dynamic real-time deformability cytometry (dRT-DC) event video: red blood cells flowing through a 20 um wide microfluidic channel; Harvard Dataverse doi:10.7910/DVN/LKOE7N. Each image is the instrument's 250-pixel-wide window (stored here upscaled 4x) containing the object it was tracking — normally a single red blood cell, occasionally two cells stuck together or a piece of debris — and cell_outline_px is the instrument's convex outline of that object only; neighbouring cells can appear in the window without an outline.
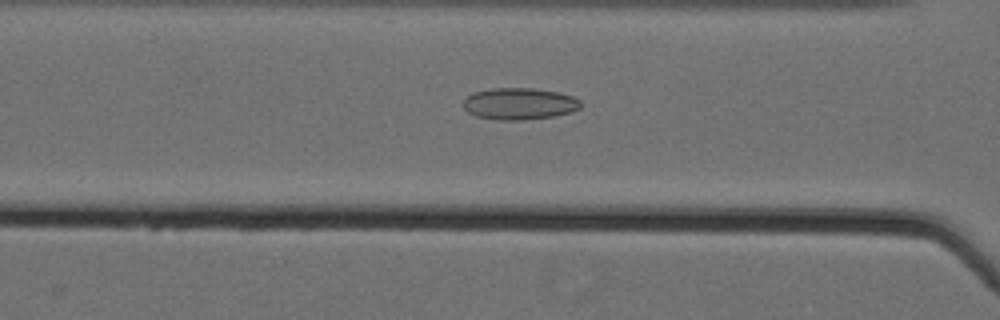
{"species": "Egyptian fruit bat (a non-hibernating species)", "species_latin": "Rousettus aegyptiacus", "temperature_condition": "cold", "stored_images_in_passage": 62, "camera_frame_rate_fps": 3000, "um_per_image_px": 0.085, "animal": {"sex": "female"}, "frame": {"image": 1, "passage_image": 31, "time_ms": 10.0, "image_size_px": [1000, 320], "cell_outline_px": [[580, 108], [572, 112], [556, 116], [524, 120], [496, 120], [476, 116], [468, 112], [464, 108], [464, 100], [472, 92], [492, 88], [536, 88], [556, 92], [572, 96], [580, 100]], "centroid_in_image_um": [44.14, 8.82], "position_along_channel_um": 122.5, "area_um2": 21.85}}
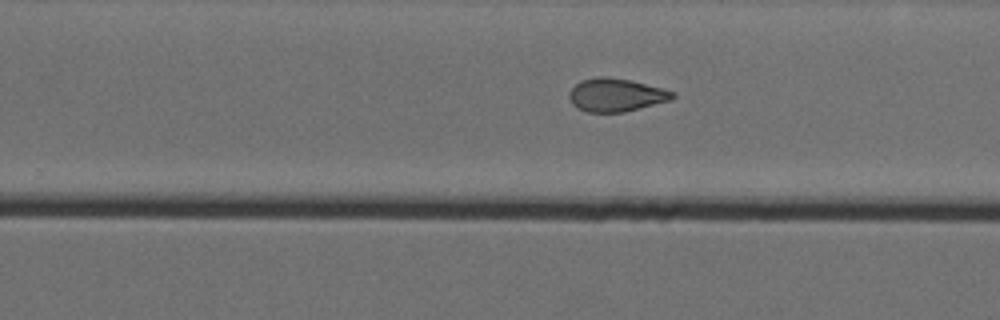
{"frame": {"image": 2, "passage_image": 44, "time_ms": 14.333, "image_size_px": [1000, 320], "cell_outline_px": [[676, 96], [672, 100], [624, 112], [588, 112], [572, 104], [568, 96], [568, 92], [580, 80], [596, 76], [608, 76], [632, 80], [676, 92]], "centroid_in_image_um": [52.37, 8.05], "position_along_channel_um": 277.4, "area_um2": 20.17}}
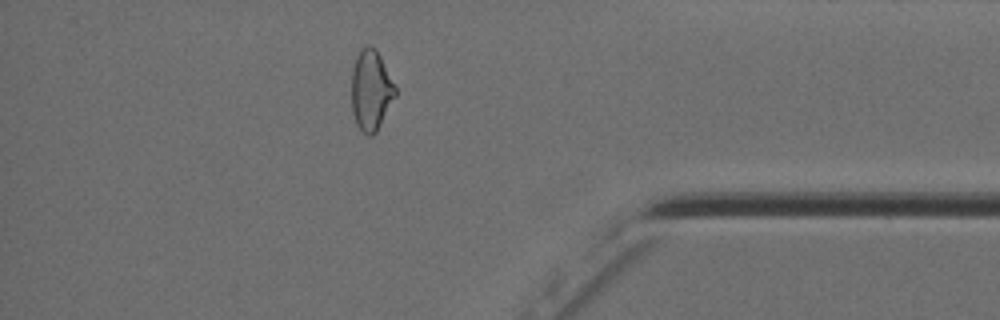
{"frame": {"image": 3, "passage_image": 56, "time_ms": 18.333, "image_size_px": [1000, 320], "cell_outline_px": [[396, 96], [376, 132], [372, 136], [368, 136], [356, 124], [352, 112], [352, 68], [356, 56], [368, 44], [376, 48], [396, 88]], "centroid_in_image_um": [31.53, 7.68], "position_along_channel_um": 403.7, "area_um2": 20.35}, "authors_computed_cell_mechanics": {"area_um2": 22.8021, "velocity_mm_per_s": 3.5822, "shape_relaxation_time_tau1_ms": null, "shape_relaxation_time_tau2_ms": 2.3675, "deformation_change_tau1": null, "deformation_change_tau2": 0.0851}}